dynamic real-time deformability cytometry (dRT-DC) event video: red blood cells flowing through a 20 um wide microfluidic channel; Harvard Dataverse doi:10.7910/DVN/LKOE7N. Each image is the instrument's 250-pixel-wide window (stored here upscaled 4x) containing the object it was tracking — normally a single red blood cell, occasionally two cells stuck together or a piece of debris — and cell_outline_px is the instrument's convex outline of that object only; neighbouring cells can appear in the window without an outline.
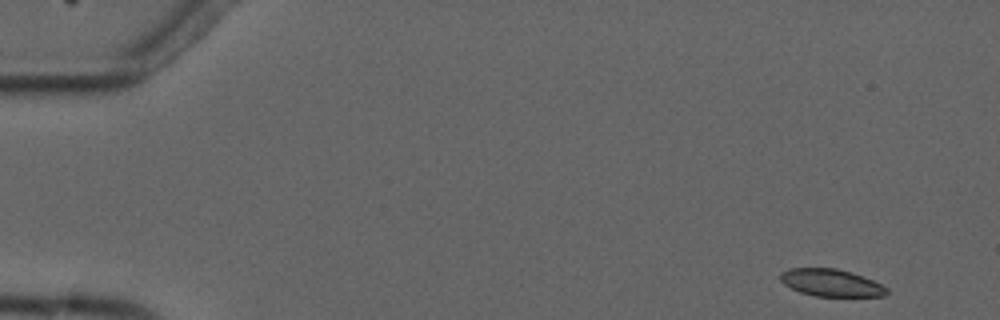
{"species": "common noctule bat (a hibernating species)", "species_latin": "Nyctalus noctula", "temperature_condition": "cold", "stored_images_in_passage": 7, "camera_frame_rate_fps": 3000, "um_per_image_px": 0.085, "animal": {"sex": "male", "forearm_length_mm": 52.5}, "frame": {"image": 1, "passage_image": 1, "time_ms": 0.0, "image_size_px": [1000, 320], "cell_outline_px": [[888, 292], [884, 296], [816, 296], [800, 292], [784, 284], [780, 280], [780, 272], [788, 268], [836, 268], [872, 280], [888, 288]], "centroid_in_image_um": [70.6, 24.03], "position_along_channel_um": 14.4, "area_um2": 16.7}}
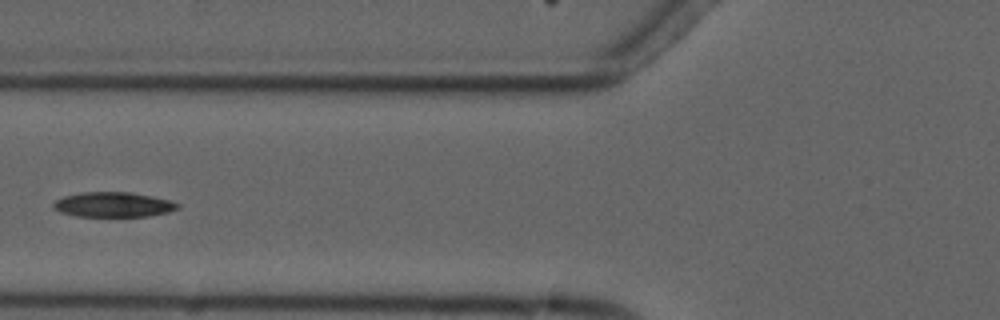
{"frame": {"image": 2, "passage_image": 6, "time_ms": 6.0, "image_size_px": [1000, 320], "cell_outline_px": [[180, 208], [168, 212], [148, 216], [76, 216], [60, 212], [52, 208], [52, 204], [56, 200], [64, 196], [80, 192], [128, 192], [152, 196], [168, 200], [180, 204]], "centroid_in_image_um": [9.61, 17.39], "position_along_channel_um": 116.2, "area_um2": 18.03}}
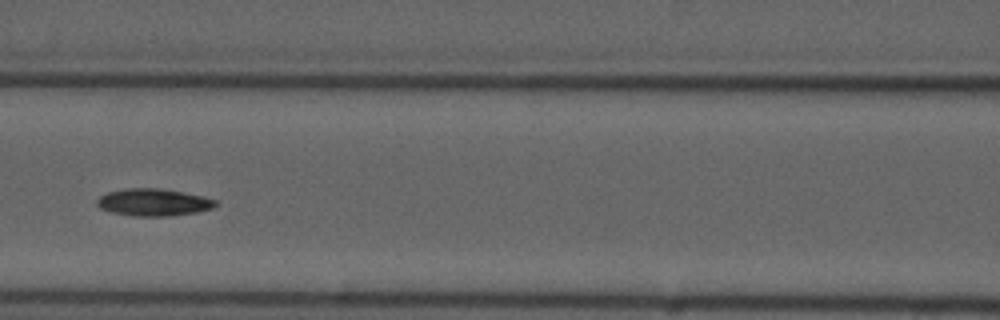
{"frame": {"image": 3, "passage_image": 7, "time_ms": 7.0, "image_size_px": [1000, 320], "cell_outline_px": [[220, 204], [212, 208], [196, 212], [172, 216], [136, 216], [112, 212], [100, 208], [96, 204], [96, 200], [100, 196], [108, 192], [124, 188], [160, 188], [204, 196], [216, 200]], "centroid_in_image_um": [13.06, 17.19], "position_along_channel_um": 153.5, "area_um2": 18.9}}